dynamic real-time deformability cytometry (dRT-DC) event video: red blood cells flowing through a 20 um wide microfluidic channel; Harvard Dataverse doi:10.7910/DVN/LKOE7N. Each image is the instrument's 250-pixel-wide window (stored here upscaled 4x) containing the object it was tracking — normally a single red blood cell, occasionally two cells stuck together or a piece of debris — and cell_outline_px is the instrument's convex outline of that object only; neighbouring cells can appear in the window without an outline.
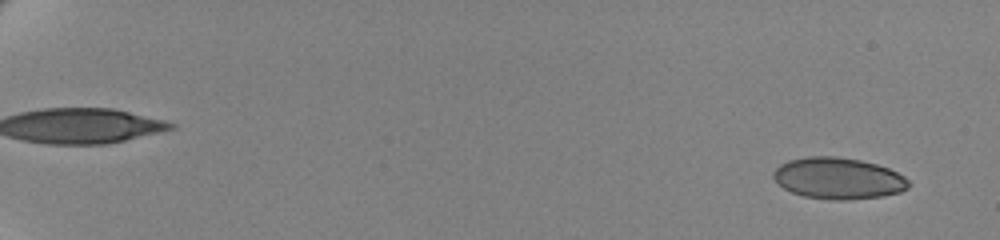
{"species": "human", "species_latin": "Homo sapiens", "temperature_condition": "cold", "stored_images_in_passage": 61, "camera_frame_rate_fps": 3000, "um_per_image_px": 0.085, "donor": {"sex": "female"}, "frame": {"image": 1, "passage_image": 4, "time_ms": 1.0, "image_size_px": [1000, 240], "cell_outline_px": [[908, 188], [900, 192], [880, 196], [844, 200], [832, 200], [804, 196], [792, 192], [784, 188], [772, 176], [772, 172], [780, 164], [788, 160], [808, 156], [836, 156], [860, 160], [876, 164], [888, 168], [904, 176], [908, 180]], "centroid_in_image_um": [71.23, 15.15], "position_along_channel_um": 13.8, "area_um2": 32.48}}
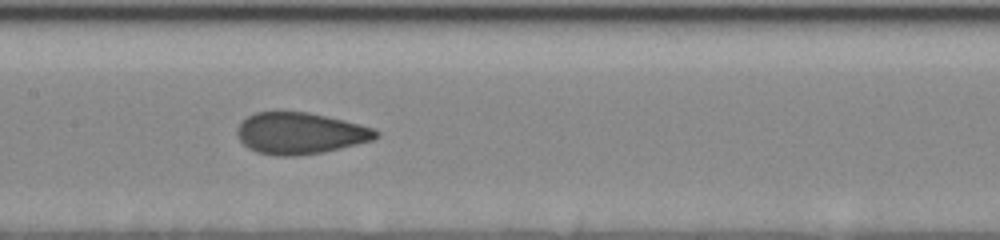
{"frame": {"image": 2, "passage_image": 35, "time_ms": 11.333, "image_size_px": [1000, 240], "cell_outline_px": [[380, 136], [372, 140], [324, 152], [296, 156], [276, 156], [256, 152], [248, 148], [240, 140], [236, 132], [236, 128], [248, 116], [256, 112], [308, 112], [344, 120], [372, 128], [380, 132]], "centroid_in_image_um": [25.5, 11.34], "position_along_channel_um": 181.9, "area_um2": 33.47}}
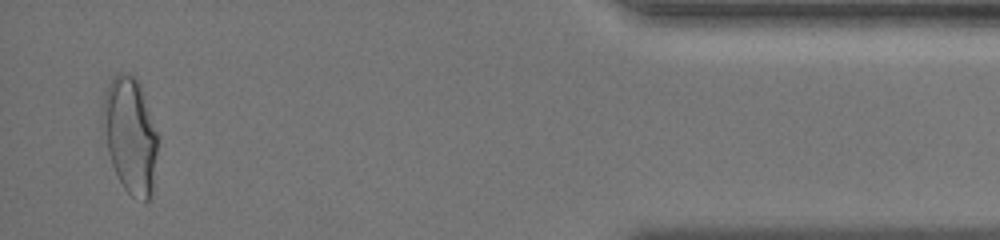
{"frame": {"image": 3, "passage_image": 60, "time_ms": 19.667, "image_size_px": [1000, 240], "cell_outline_px": [[156, 152], [152, 192], [148, 200], [144, 204], [132, 196], [124, 188], [112, 164], [108, 152], [100, 124], [100, 112], [104, 92], [112, 76], [120, 72], [128, 72], [136, 76], [140, 84], [156, 132]], "centroid_in_image_um": [11.01, 11.44], "position_along_channel_um": 424.2, "area_um2": 37.4}, "authors_computed_cell_mechanics": {"area_um2": 33.6396, "velocity_mm_per_s": 3.5015, "shape_relaxation_time_tau1_ms": 9.8701, "shape_relaxation_time_tau2_ms": 0.8472, "deformation_change_tau1": 0.2098, "deformation_change_tau2": 0.0677}}